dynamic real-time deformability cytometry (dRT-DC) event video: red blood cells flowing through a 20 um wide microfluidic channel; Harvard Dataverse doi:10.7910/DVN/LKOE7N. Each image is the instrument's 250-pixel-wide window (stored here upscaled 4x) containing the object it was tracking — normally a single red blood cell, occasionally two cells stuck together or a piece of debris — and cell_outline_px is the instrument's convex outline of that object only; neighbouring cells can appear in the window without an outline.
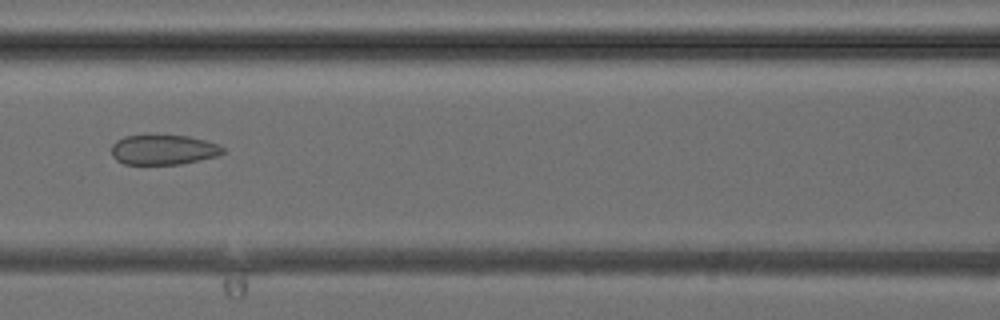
{"species": "common noctule bat (a hibernating species)", "species_latin": "Nyctalus noctula", "temperature_condition": "cold", "stored_images_in_passage": 5, "camera_frame_rate_fps": 3000, "um_per_image_px": 0.085, "animal": {"sex": "female", "body_mass_g": 24.6, "forearm_length_mm": 56.2}, "frame": {"image": 1, "passage_image": 5, "time_ms": 5.667, "image_size_px": [1000, 320], "cell_outline_px": [[224, 152], [216, 156], [180, 164], [124, 164], [116, 160], [112, 156], [112, 144], [116, 140], [124, 136], [188, 136], [204, 140], [216, 144], [224, 148]], "centroid_in_image_um": [13.85, 12.74], "position_along_channel_um": 152.8, "area_um2": 19.13}}